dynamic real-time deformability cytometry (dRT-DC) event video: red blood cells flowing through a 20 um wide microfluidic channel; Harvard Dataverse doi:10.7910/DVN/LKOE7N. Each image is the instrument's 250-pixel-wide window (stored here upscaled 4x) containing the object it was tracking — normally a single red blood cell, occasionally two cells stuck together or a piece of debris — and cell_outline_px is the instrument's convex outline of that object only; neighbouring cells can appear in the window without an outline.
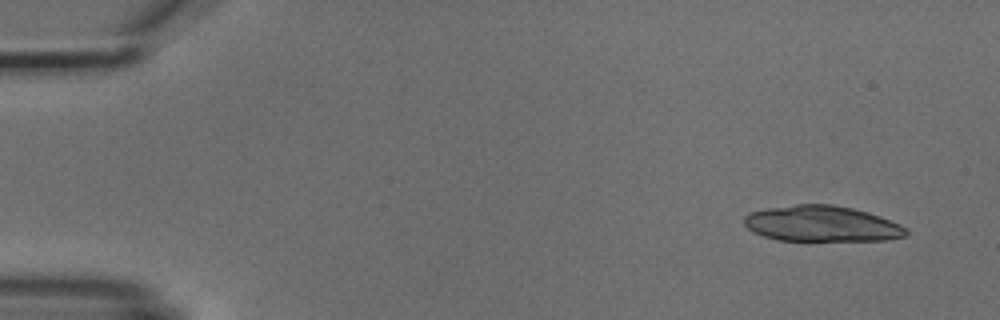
{"species": "common noctule bat (a hibernating species)", "species_latin": "Nyctalus noctula", "temperature_condition": "cold", "stored_images_in_passage": 4, "camera_frame_rate_fps": 3000, "um_per_image_px": 0.085, "animal": {"sex": "male", "body_mass_g": 18.8}, "frame": {"image": 1, "passage_image": 1, "time_ms": 0.0, "image_size_px": [1000, 320], "cell_outline_px": [[908, 232], [904, 236], [888, 240], [776, 240], [752, 232], [744, 224], [744, 216], [748, 212], [768, 208], [796, 204], [832, 204], [852, 208], [868, 212], [880, 216], [900, 224], [908, 228]], "centroid_in_image_um": [69.84, 19.01], "position_along_channel_um": 15.2, "area_um2": 33.87}}